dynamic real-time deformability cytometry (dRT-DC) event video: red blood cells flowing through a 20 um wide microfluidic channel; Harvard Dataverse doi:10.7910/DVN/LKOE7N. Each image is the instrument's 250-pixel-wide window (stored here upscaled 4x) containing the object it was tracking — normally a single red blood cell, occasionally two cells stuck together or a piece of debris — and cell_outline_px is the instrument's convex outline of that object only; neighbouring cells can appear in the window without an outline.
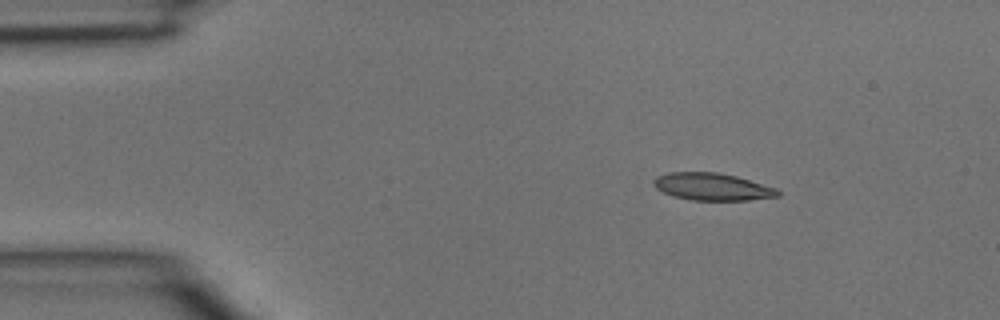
{"species": "common noctule bat (a hibernating species)", "species_latin": "Nyctalus noctula", "temperature_condition": "room temperature", "stored_images_in_passage": 5, "camera_frame_rate_fps": 3000, "um_per_image_px": 0.085, "animal": {"sex": "male", "body_mass_g": 15.6}, "frame": {"image": 1, "passage_image": 2, "time_ms": 0.333, "image_size_px": [1000, 320], "cell_outline_px": [[780, 196], [748, 200], [692, 200], [676, 196], [664, 192], [656, 188], [652, 184], [652, 180], [656, 176], [668, 172], [716, 172], [736, 176], [776, 188], [780, 192]], "centroid_in_image_um": [60.52, 15.86], "position_along_channel_um": 24.5, "area_um2": 19.65}}
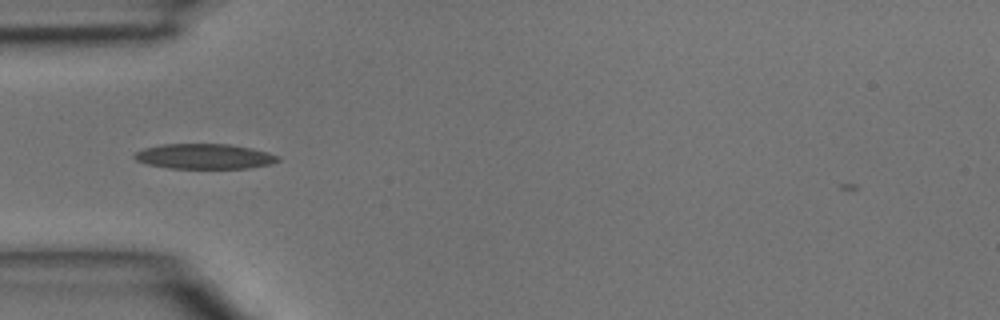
{"frame": {"image": 2, "passage_image": 4, "time_ms": 1.0, "image_size_px": [1000, 320], "cell_outline_px": [[280, 160], [272, 164], [248, 168], [168, 168], [148, 164], [136, 160], [132, 156], [136, 152], [144, 148], [160, 144], [228, 144], [252, 148], [268, 152], [280, 156]], "centroid_in_image_um": [17.39, 13.29], "position_along_channel_um": 67.6, "area_um2": 21.1}}